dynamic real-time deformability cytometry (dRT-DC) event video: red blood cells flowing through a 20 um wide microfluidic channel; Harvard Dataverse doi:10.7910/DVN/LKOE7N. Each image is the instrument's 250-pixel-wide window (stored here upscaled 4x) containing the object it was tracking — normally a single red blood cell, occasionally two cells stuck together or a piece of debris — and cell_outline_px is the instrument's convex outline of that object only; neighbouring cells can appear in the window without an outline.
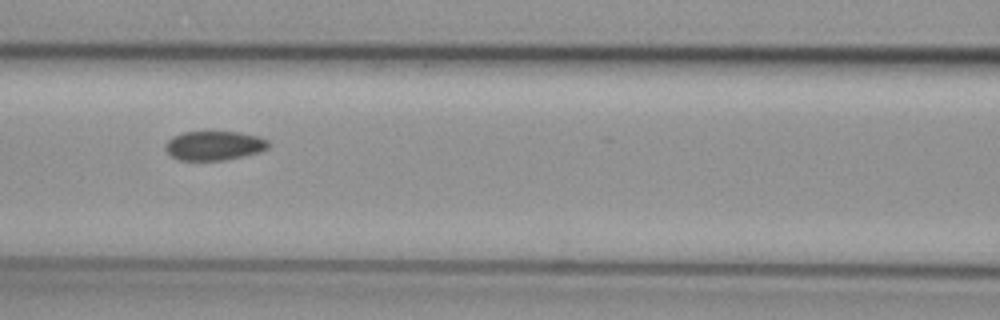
{"species": "common noctule bat (a hibernating species)", "species_latin": "Nyctalus noctula", "temperature_condition": "cold", "stored_images_in_passage": 6, "camera_frame_rate_fps": 3000, "um_per_image_px": 0.085, "animal": {"sex": "female", "body_mass_g": 29.2, "forearm_length_mm": 56.3}, "frame": {"image": 1, "passage_image": 5, "time_ms": 1.333, "image_size_px": [1000, 320], "cell_outline_px": [[268, 148], [260, 152], [224, 160], [180, 160], [172, 156], [164, 148], [164, 144], [172, 136], [184, 132], [240, 132], [260, 136], [268, 140]], "centroid_in_image_um": [18.2, 12.37], "position_along_channel_um": 148.4, "area_um2": 17.57}}
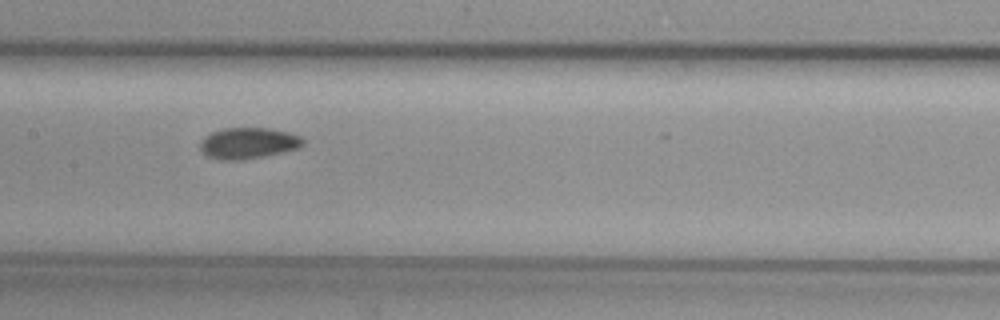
{"frame": {"image": 2, "passage_image": 6, "time_ms": 1.667, "image_size_px": [1000, 320], "cell_outline_px": [[304, 144], [296, 148], [280, 152], [240, 160], [220, 160], [208, 156], [200, 148], [200, 144], [204, 136], [212, 132], [224, 128], [268, 128], [288, 132], [300, 136], [304, 140]], "centroid_in_image_um": [21.07, 12.15], "position_along_channel_um": 186.3, "area_um2": 18.32}}